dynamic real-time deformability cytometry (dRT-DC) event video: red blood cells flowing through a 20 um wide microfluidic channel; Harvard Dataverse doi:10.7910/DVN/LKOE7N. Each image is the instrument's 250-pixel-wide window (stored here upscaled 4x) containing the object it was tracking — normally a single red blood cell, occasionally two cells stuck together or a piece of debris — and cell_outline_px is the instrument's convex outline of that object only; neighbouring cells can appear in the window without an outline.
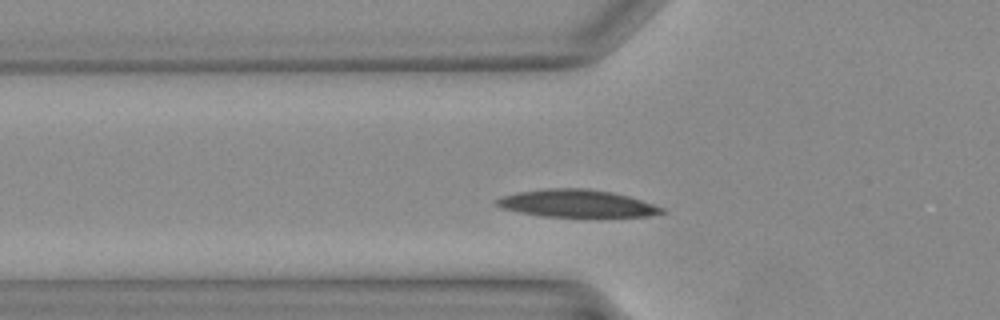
{"species": "Egyptian fruit bat (a non-hibernating species)", "species_latin": "Rousettus aegyptiacus", "temperature_condition": "warm", "stored_images_in_passage": 28, "camera_frame_rate_fps": 3000, "um_per_image_px": 0.085, "animal": {"sex": "female"}, "frame": {"image": 1, "passage_image": 6, "time_ms": 1.667, "image_size_px": [1000, 320], "cell_outline_px": [[664, 212], [648, 216], [540, 216], [500, 208], [492, 204], [492, 200], [500, 196], [520, 192], [548, 188], [588, 188], [612, 192], [628, 196], [664, 208]], "centroid_in_image_um": [48.92, 17.28], "position_along_channel_um": 76.9, "area_um2": 26.3}}
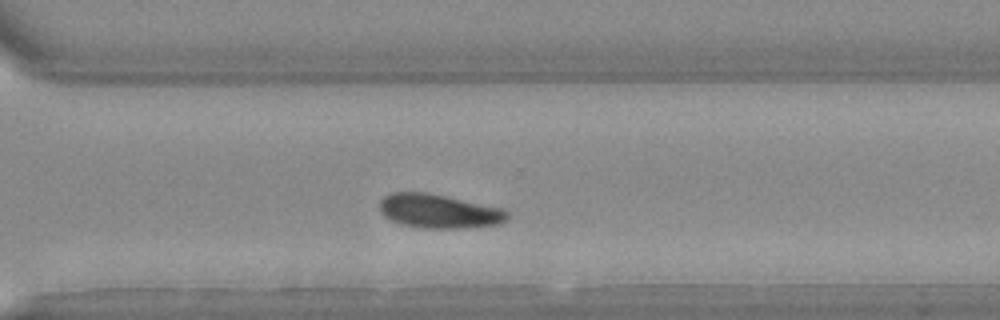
{"frame": {"image": 2, "passage_image": 21, "time_ms": 6.667, "image_size_px": [1000, 320], "cell_outline_px": [[508, 220], [500, 224], [468, 228], [420, 228], [404, 224], [392, 220], [384, 216], [380, 212], [380, 200], [384, 196], [392, 192], [428, 192], [504, 208], [508, 212]], "centroid_in_image_um": [37.34, 17.94], "position_along_channel_um": 333.3, "area_um2": 25.55}}
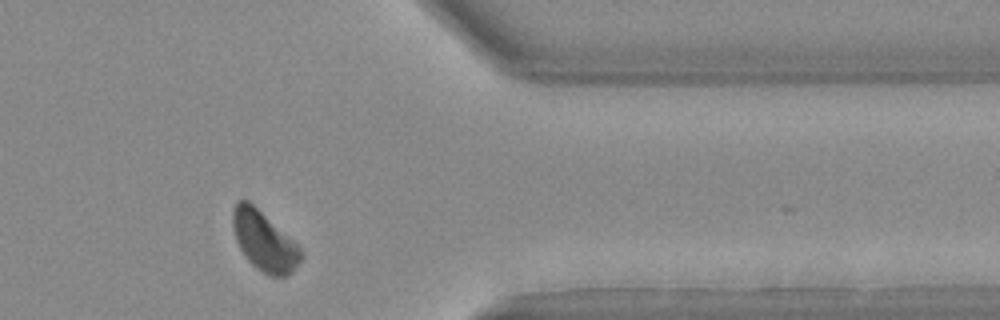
{"frame": {"image": 3, "passage_image": 25, "time_ms": 8.0, "image_size_px": [1000, 320], "cell_outline_px": [[300, 260], [292, 272], [288, 276], [268, 276], [256, 268], [244, 256], [236, 240], [232, 224], [232, 212], [236, 200], [248, 200], [292, 240], [300, 248]], "centroid_in_image_um": [22.4, 20.5], "position_along_channel_um": 389.0, "area_um2": 23.18}}